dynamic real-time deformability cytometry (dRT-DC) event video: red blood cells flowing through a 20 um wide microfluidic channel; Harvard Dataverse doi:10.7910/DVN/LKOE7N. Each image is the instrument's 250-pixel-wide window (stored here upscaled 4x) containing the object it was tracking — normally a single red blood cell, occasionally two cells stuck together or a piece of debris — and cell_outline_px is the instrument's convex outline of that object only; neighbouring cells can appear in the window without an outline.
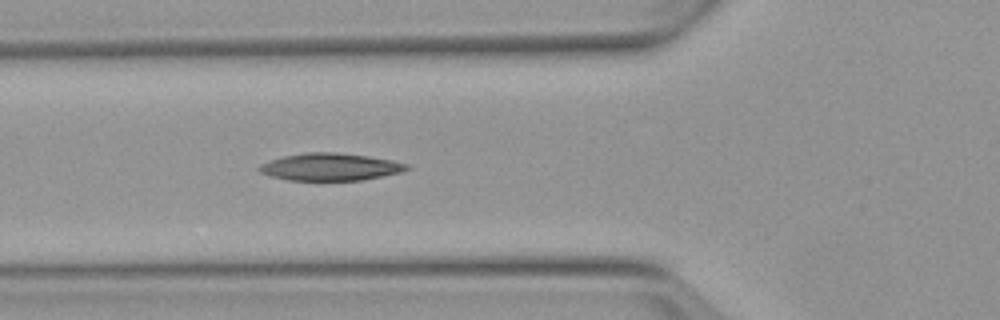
{"species": "Egyptian fruit bat (a non-hibernating species)", "species_latin": "Rousettus aegyptiacus", "temperature_condition": "warm", "stored_images_in_passage": 6, "segment_of_instrument_passage": [1, 2], "camera_frame_rate_fps": 3000, "um_per_image_px": 0.085, "animal": {"sex": "female"}, "frame": {"image": 1, "passage_image": 5, "time_ms": 4.667, "image_size_px": [1000, 320], "cell_outline_px": [[412, 168], [400, 172], [360, 180], [288, 180], [272, 176], [260, 172], [256, 168], [260, 164], [284, 156], [304, 152], [336, 152], [368, 156], [392, 160], [408, 164]], "centroid_in_image_um": [28.07, 14.18], "position_along_channel_um": 97.7, "area_um2": 23.35}}